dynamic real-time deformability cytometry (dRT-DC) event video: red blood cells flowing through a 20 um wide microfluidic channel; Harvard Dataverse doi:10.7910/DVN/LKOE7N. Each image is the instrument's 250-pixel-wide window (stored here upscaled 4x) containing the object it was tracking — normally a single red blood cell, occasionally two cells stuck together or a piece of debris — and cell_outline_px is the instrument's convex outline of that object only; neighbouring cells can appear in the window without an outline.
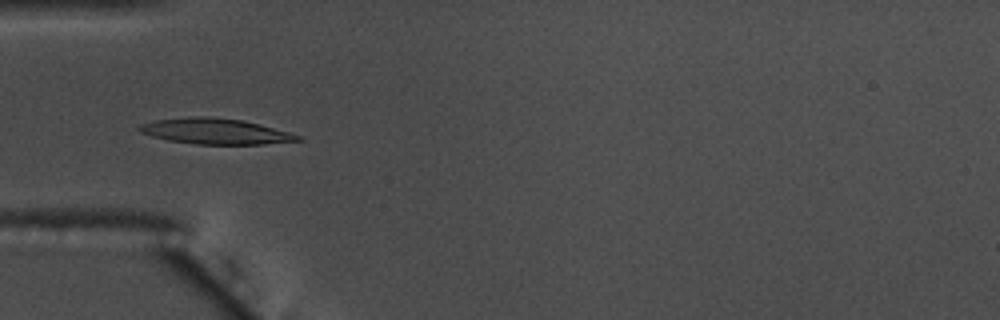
{"species": "common noctule bat (a hibernating species)", "species_latin": "Nyctalus noctula", "temperature_condition": "warm", "stored_images_in_passage": 57, "camera_frame_rate_fps": 3000, "um_per_image_px": 0.085, "animal": {"sex": "male", "body_mass_g": 17.5, "forearm_length_mm": 52.3}, "frame": {"image": 1, "passage_image": 18, "time_ms": 5.667, "image_size_px": [1000, 320], "cell_outline_px": [[304, 140], [264, 144], [196, 144], [168, 140], [152, 136], [140, 132], [136, 128], [140, 124], [156, 120], [192, 116], [200, 116], [244, 120], [288, 132], [300, 136]], "centroid_in_image_um": [18.28, 11.16], "position_along_channel_um": 66.7, "area_um2": 23.52}}
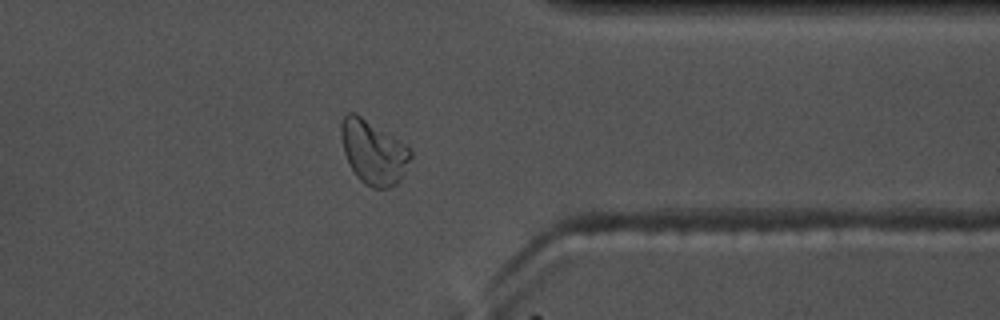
{"frame": {"image": 2, "passage_image": 45, "time_ms": 14.667, "image_size_px": [1000, 320], "cell_outline_px": [[412, 156], [400, 180], [396, 184], [388, 188], [372, 188], [364, 184], [356, 176], [344, 152], [340, 132], [340, 124], [344, 116], [348, 112], [356, 112], [404, 144], [412, 152]], "centroid_in_image_um": [31.72, 12.93], "position_along_channel_um": 379.7, "area_um2": 25.61}}
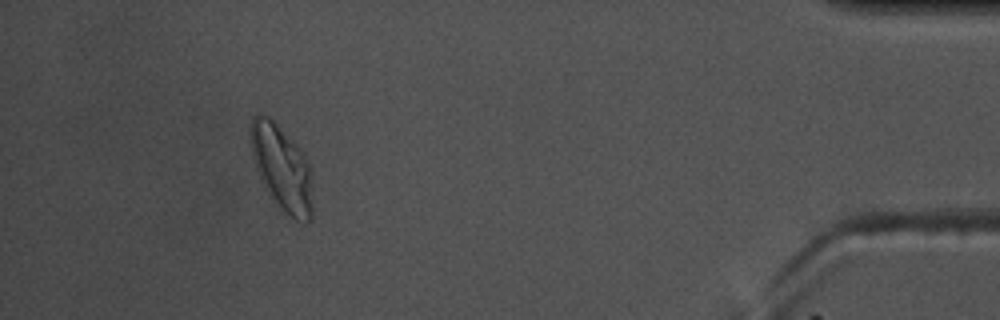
{"frame": {"image": 3, "passage_image": 52, "time_ms": 17.0, "image_size_px": [1000, 320], "cell_outline_px": [[312, 220], [304, 224], [296, 220], [276, 200], [268, 188], [256, 164], [252, 152], [248, 132], [248, 128], [252, 116], [268, 116], [276, 124], [304, 156], [312, 172]], "centroid_in_image_um": [23.99, 14.26], "position_along_channel_um": 411.2, "area_um2": 29.48}, "authors_computed_cell_mechanics": {"area_um2": 23.12, "velocity_mm_per_s": 3.577, "shape_relaxation_time_tau1_ms": 4.2875, "shape_relaxation_time_tau2_ms": 1.5958, "deformation_change_tau1": 0.1815, "deformation_change_tau2": 0.0807}}